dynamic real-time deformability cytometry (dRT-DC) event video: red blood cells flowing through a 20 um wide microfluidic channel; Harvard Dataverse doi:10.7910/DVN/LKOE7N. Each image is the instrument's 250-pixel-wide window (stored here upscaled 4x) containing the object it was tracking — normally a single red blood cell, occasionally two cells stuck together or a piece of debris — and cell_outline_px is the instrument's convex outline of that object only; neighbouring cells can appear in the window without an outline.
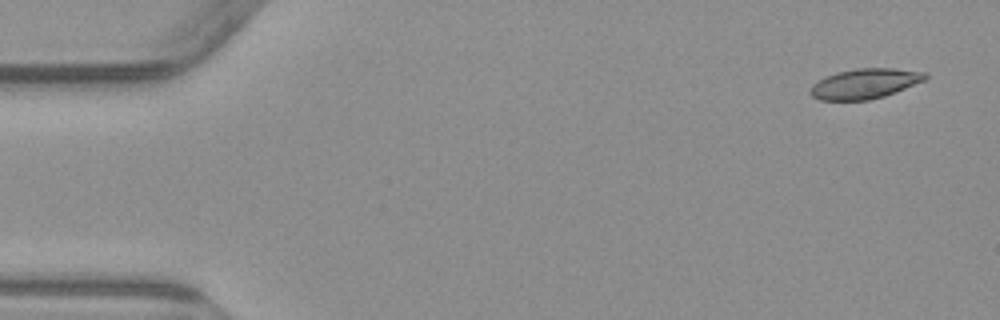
{"species": "common noctule bat (a hibernating species)", "species_latin": "Nyctalus noctula", "temperature_condition": "warm", "stored_images_in_passage": 6, "camera_frame_rate_fps": 3000, "um_per_image_px": 0.085, "animal": {"sex": "male", "body_mass_g": 23.1, "forearm_length_mm": 52.7}, "frame": {"image": 1, "passage_image": 1, "time_ms": 0.0, "image_size_px": [1000, 320], "cell_outline_px": [[928, 76], [924, 80], [884, 96], [868, 100], [820, 100], [812, 96], [808, 92], [812, 84], [816, 80], [824, 76], [836, 72], [856, 68], [892, 68], [928, 72]], "centroid_in_image_um": [73.45, 7.1], "position_along_channel_um": 11.5, "area_um2": 20.23}}
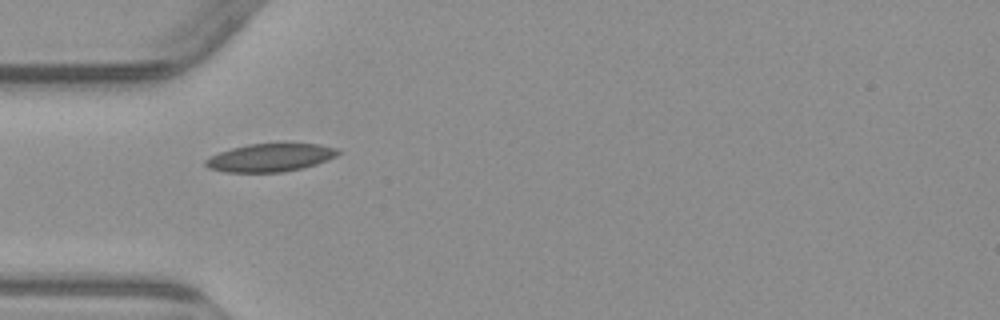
{"frame": {"image": 2, "passage_image": 5, "time_ms": 4.667, "image_size_px": [1000, 320], "cell_outline_px": [[340, 152], [336, 156], [328, 160], [316, 164], [284, 172], [224, 172], [208, 168], [204, 164], [204, 160], [220, 152], [232, 148], [248, 144], [320, 144], [336, 148]], "centroid_in_image_um": [22.96, 13.4], "position_along_channel_um": 62.0, "area_um2": 21.44}}
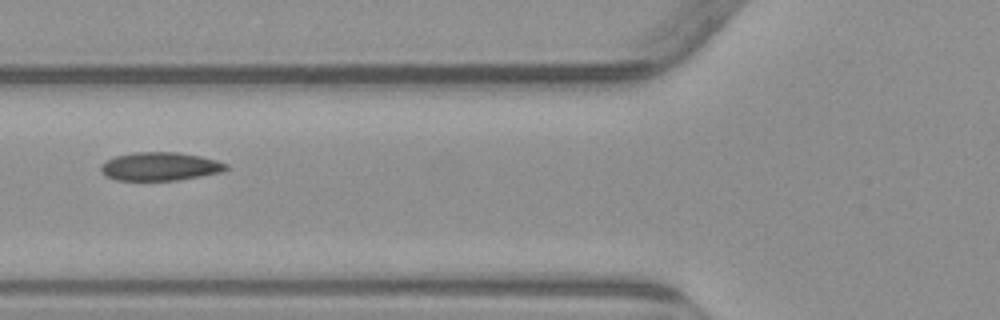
{"frame": {"image": 3, "passage_image": 6, "time_ms": 6.0, "image_size_px": [1000, 320], "cell_outline_px": [[228, 168], [224, 172], [180, 180], [116, 180], [104, 176], [100, 172], [100, 164], [116, 156], [132, 152], [180, 152], [200, 156], [216, 160], [228, 164]], "centroid_in_image_um": [13.61, 14.15], "position_along_channel_um": 112.2, "area_um2": 20.98}}